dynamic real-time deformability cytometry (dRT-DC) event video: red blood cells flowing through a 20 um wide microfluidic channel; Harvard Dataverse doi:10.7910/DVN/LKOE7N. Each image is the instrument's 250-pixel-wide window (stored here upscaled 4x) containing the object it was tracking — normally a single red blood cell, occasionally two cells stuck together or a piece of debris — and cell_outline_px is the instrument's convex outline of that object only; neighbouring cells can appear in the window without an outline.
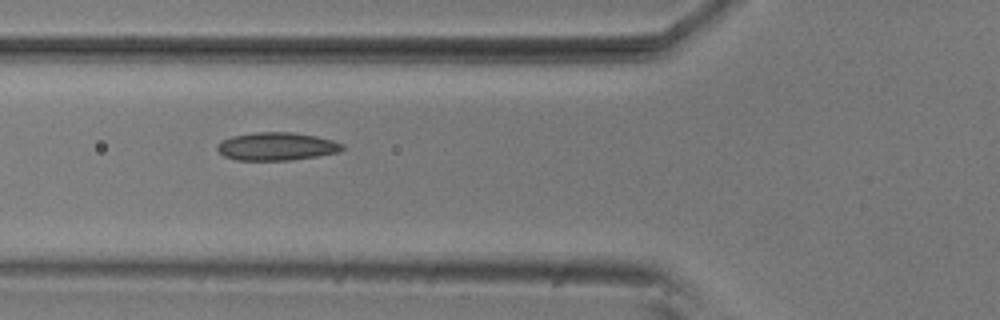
{"species": "common noctule bat (a hibernating species)", "species_latin": "Nyctalus noctula", "temperature_condition": "room temperature", "stored_images_in_passage": 7, "camera_frame_rate_fps": 3000, "um_per_image_px": 0.085, "animal": {"sex": "male", "body_mass_g": 20.5, "forearm_length_mm": 52.5}, "frame": {"image": 1, "passage_image": 6, "time_ms": 1.667, "image_size_px": [1000, 320], "cell_outline_px": [[344, 148], [340, 152], [316, 156], [288, 160], [236, 160], [224, 156], [216, 148], [216, 144], [220, 140], [232, 136], [256, 132], [292, 132], [316, 136], [332, 140], [344, 144]], "centroid_in_image_um": [23.49, 12.44], "position_along_channel_um": 102.3, "area_um2": 20.46}}
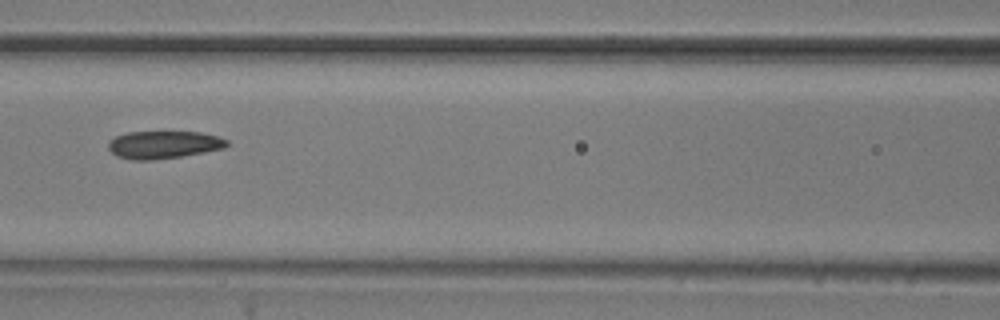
{"frame": {"image": 2, "passage_image": 7, "time_ms": 2.0, "image_size_px": [1000, 320], "cell_outline_px": [[228, 144], [224, 148], [204, 152], [180, 156], [152, 160], [132, 160], [116, 156], [108, 148], [108, 140], [116, 136], [128, 132], [200, 132], [216, 136], [228, 140]], "centroid_in_image_um": [13.87, 12.3], "position_along_channel_um": 152.7, "area_um2": 19.02}}